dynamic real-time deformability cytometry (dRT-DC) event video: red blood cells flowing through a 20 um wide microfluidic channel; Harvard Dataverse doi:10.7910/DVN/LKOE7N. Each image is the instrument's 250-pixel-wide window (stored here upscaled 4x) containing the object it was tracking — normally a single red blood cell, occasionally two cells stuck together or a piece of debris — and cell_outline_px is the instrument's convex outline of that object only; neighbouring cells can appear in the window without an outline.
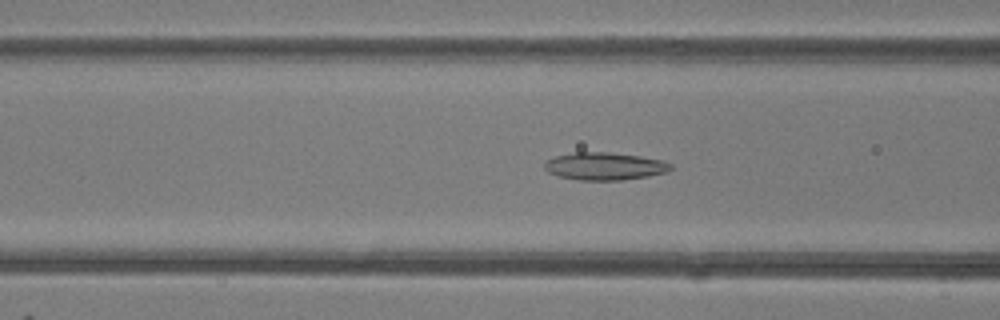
{"species": "common noctule bat (a hibernating species)", "species_latin": "Nyctalus noctula", "temperature_condition": "room temperature", "stored_images_in_passage": 49, "camera_frame_rate_fps": 3000, "um_per_image_px": 0.085, "animal": {"sex": "female"}, "frame": {"image": 1, "passage_image": 19, "time_ms": 6.0, "image_size_px": [1000, 320], "cell_outline_px": [[672, 168], [668, 172], [648, 176], [620, 180], [580, 180], [560, 176], [548, 172], [544, 168], [544, 160], [556, 156], [576, 152], [608, 152], [640, 156], [664, 160], [672, 164]], "centroid_in_image_um": [51.41, 14.12], "position_along_channel_um": 115.2, "area_um2": 20.35}}
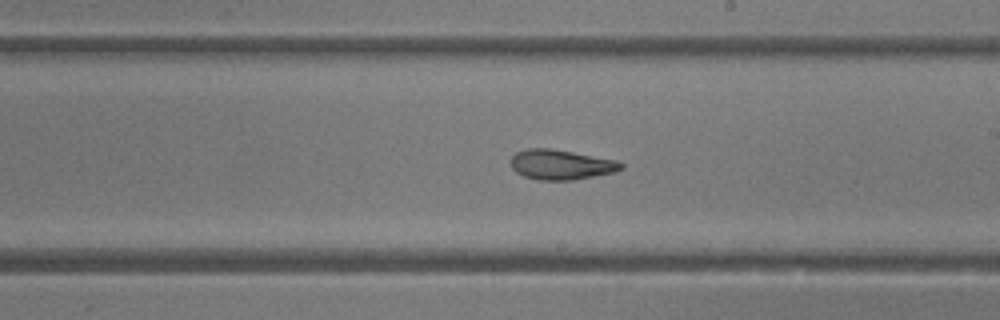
{"frame": {"image": 2, "passage_image": 28, "time_ms": 9.0, "image_size_px": [1000, 320], "cell_outline_px": [[624, 168], [616, 172], [572, 180], [540, 180], [524, 176], [516, 172], [512, 168], [512, 156], [516, 152], [528, 148], [552, 148], [616, 160], [624, 164]], "centroid_in_image_um": [47.71, 13.99], "position_along_channel_um": 241.3, "area_um2": 19.25}}
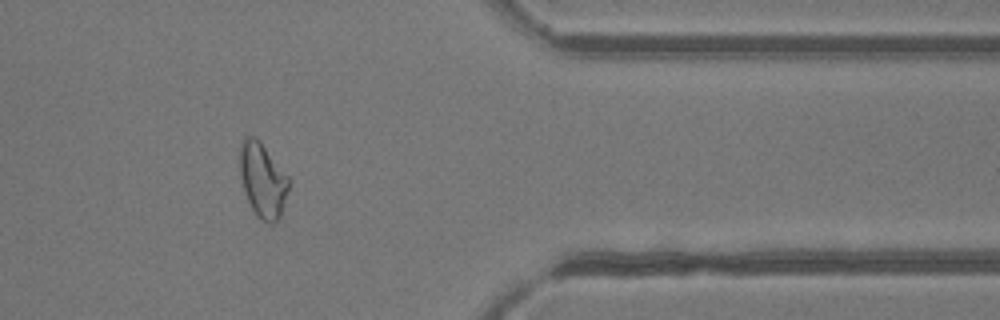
{"frame": {"image": 3, "passage_image": 40, "time_ms": 13.0, "image_size_px": [1000, 320], "cell_outline_px": [[288, 188], [280, 216], [272, 224], [268, 224], [256, 216], [244, 192], [240, 180], [240, 144], [244, 136], [256, 136], [260, 140], [288, 176]], "centroid_in_image_um": [22.3, 15.28], "position_along_channel_um": 389.1, "area_um2": 21.21}, "authors_computed_cell_mechanics": {"area_um2": 21.9062, "velocity_mm_per_s": 4.1931, "shape_relaxation_time_tau1_ms": 4.96, "shape_relaxation_time_tau2_ms": 3.1869, "deformation_change_tau1": 0.1628, "deformation_change_tau2": 0.1066}}